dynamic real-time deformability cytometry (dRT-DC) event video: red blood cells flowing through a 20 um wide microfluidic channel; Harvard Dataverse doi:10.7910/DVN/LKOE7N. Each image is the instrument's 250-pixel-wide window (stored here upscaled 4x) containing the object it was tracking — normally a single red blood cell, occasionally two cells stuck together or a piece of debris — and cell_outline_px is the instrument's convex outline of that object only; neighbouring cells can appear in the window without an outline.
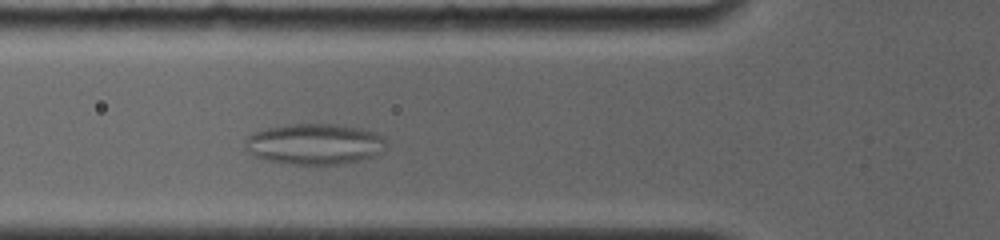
{"species": "common noctule bat (a hibernating species)", "species_latin": "Nyctalus noctula", "temperature_condition": "room temperature", "stored_images_in_passage": 10, "camera_frame_rate_fps": 4000, "um_per_image_px": 0.085, "animal": {"sex": "female", "body_mass_g": 19.0, "forearm_length_mm": 56.7}, "frame": {"image": 1, "passage_image": 5, "time_ms": 1.0, "image_size_px": [1000, 240], "cell_outline_px": [[384, 148], [380, 152], [372, 156], [360, 160], [336, 164], [292, 164], [264, 160], [252, 156], [244, 148], [244, 140], [252, 132], [268, 128], [288, 124], [332, 124], [360, 128], [384, 136]], "centroid_in_image_um": [26.65, 12.24], "position_along_channel_um": 99.1, "area_um2": 33.52}}
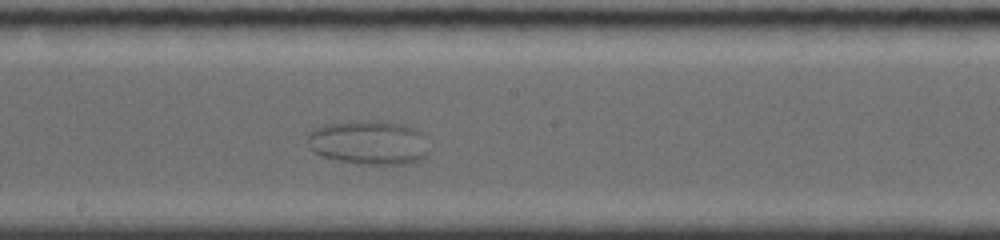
{"frame": {"image": 2, "passage_image": 10, "time_ms": 2.25, "image_size_px": [1000, 240], "cell_outline_px": [[428, 152], [420, 160], [404, 164], [356, 164], [324, 156], [308, 148], [308, 132], [324, 124], [360, 120], [376, 120], [404, 124], [416, 128], [420, 132]], "centroid_in_image_um": [31.32, 12.1], "position_along_channel_um": 216.9, "area_um2": 31.21}}